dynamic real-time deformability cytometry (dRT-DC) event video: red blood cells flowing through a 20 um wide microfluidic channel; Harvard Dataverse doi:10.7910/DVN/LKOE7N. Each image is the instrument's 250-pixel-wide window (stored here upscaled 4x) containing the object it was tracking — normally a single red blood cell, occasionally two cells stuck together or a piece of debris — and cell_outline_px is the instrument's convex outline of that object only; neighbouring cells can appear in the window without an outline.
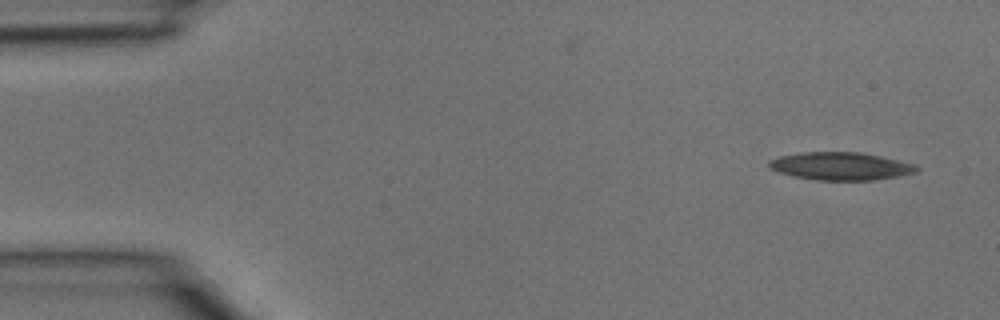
{"species": "common noctule bat (a hibernating species)", "species_latin": "Nyctalus noctula", "temperature_condition": "room temperature", "stored_images_in_passage": 38, "camera_frame_rate_fps": 3000, "um_per_image_px": 0.085, "animal": {"sex": "male", "body_mass_g": 15.6}, "frame": {"image": 1, "passage_image": 1, "time_ms": 0.0, "image_size_px": [1000, 320], "cell_outline_px": [[920, 168], [916, 172], [900, 176], [876, 180], [816, 180], [796, 176], [780, 172], [768, 168], [768, 160], [780, 156], [800, 152], [860, 152], [880, 156], [916, 164]], "centroid_in_image_um": [71.48, 14.12], "position_along_channel_um": 13.5, "area_um2": 23.99}}
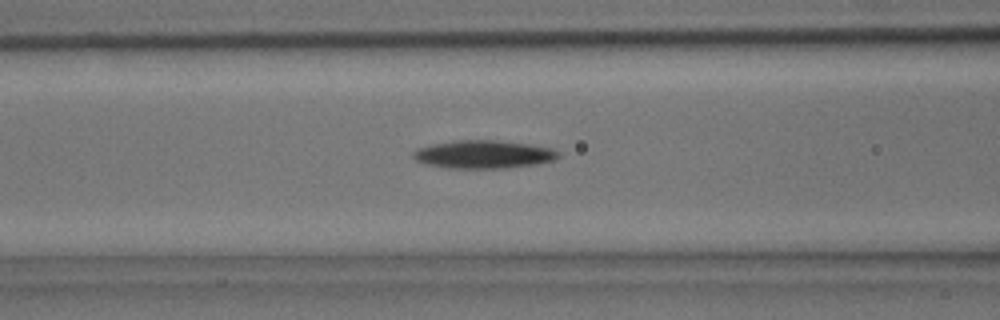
{"frame": {"image": 2, "passage_image": 14, "time_ms": 4.333, "image_size_px": [1000, 320], "cell_outline_px": [[560, 156], [556, 160], [536, 164], [508, 168], [448, 168], [428, 164], [416, 160], [412, 156], [412, 152], [416, 148], [432, 144], [456, 140], [496, 140], [528, 144], [552, 148], [560, 152]], "centroid_in_image_um": [41.12, 13.12], "position_along_channel_um": 125.5, "area_um2": 23.87}}
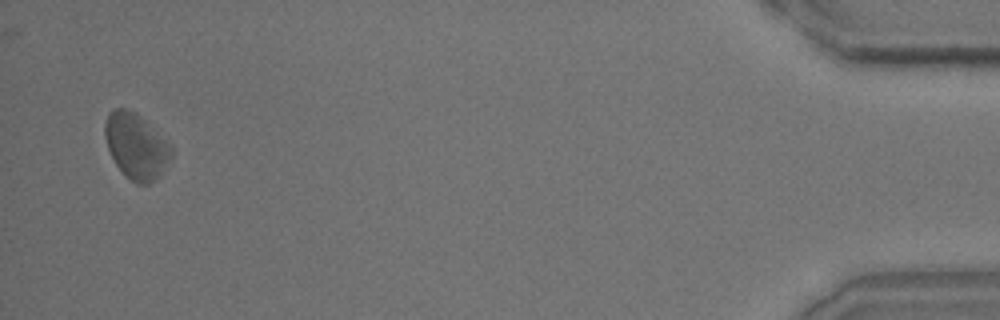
{"frame": {"image": 3, "passage_image": 37, "time_ms": 12.0, "image_size_px": [1000, 320], "cell_outline_px": [[172, 156], [164, 168], [148, 184], [136, 184], [116, 164], [108, 148], [104, 136], [104, 124], [108, 112], [112, 108], [124, 108], [136, 112], [172, 144]], "centroid_in_image_um": [11.56, 12.36], "position_along_channel_um": 423.6, "area_um2": 25.14}}